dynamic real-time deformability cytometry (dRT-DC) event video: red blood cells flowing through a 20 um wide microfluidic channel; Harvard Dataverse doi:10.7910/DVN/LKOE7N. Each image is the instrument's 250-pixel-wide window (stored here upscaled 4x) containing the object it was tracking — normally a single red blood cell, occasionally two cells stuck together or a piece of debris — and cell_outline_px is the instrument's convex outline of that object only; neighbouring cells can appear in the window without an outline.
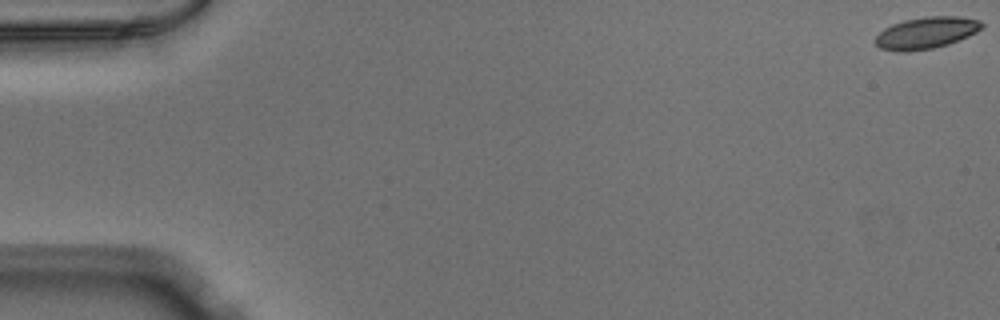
{"species": "Egyptian fruit bat (a non-hibernating species)", "species_latin": "Rousettus aegyptiacus", "temperature_condition": "warm", "stored_images_in_passage": 53, "camera_frame_rate_fps": 3000, "um_per_image_px": 0.085, "animal": {"sex": "male"}, "frame": {"image": 1, "passage_image": 1, "time_ms": 0.0, "image_size_px": [1000, 320], "cell_outline_px": [[984, 28], [968, 36], [948, 44], [932, 48], [908, 52], [896, 52], [880, 48], [876, 44], [876, 36], [884, 28], [892, 24], [904, 20], [928, 16], [960, 16], [980, 20], [984, 24]], "centroid_in_image_um": [78.74, 2.79], "position_along_channel_um": 6.3, "area_um2": 19.77}}
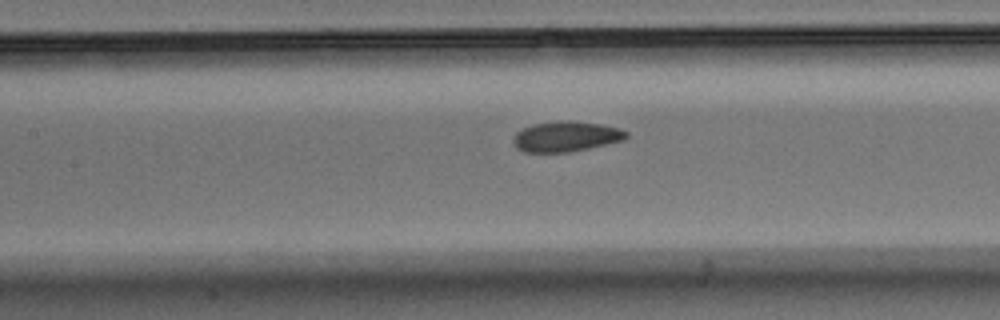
{"frame": {"image": 2, "passage_image": 25, "time_ms": 8.0, "image_size_px": [1000, 320], "cell_outline_px": [[628, 136], [624, 140], [588, 148], [568, 152], [524, 152], [516, 148], [512, 140], [516, 132], [532, 124], [556, 120], [568, 120], [600, 124], [620, 128], [628, 132]], "centroid_in_image_um": [48.09, 11.59], "position_along_channel_um": 159.3, "area_um2": 20.06}}
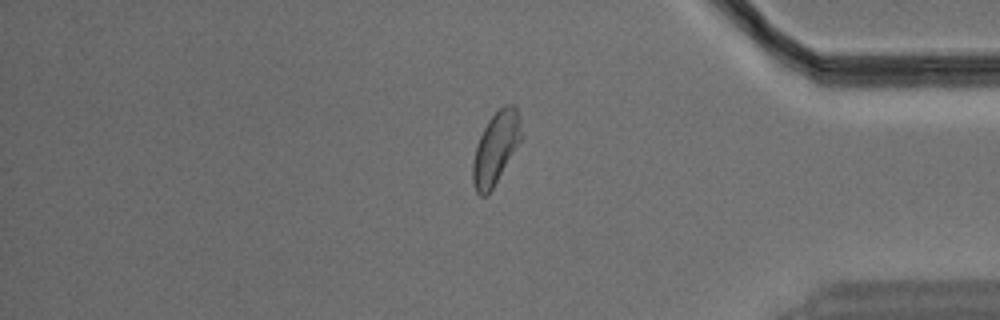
{"frame": {"image": 3, "passage_image": 45, "time_ms": 14.667, "image_size_px": [1000, 320], "cell_outline_px": [[520, 140], [492, 188], [484, 196], [480, 196], [476, 192], [472, 180], [472, 164], [476, 144], [488, 120], [504, 104], [516, 104], [520, 120]], "centroid_in_image_um": [42.1, 12.55], "position_along_channel_um": 393.1, "area_um2": 19.83}}